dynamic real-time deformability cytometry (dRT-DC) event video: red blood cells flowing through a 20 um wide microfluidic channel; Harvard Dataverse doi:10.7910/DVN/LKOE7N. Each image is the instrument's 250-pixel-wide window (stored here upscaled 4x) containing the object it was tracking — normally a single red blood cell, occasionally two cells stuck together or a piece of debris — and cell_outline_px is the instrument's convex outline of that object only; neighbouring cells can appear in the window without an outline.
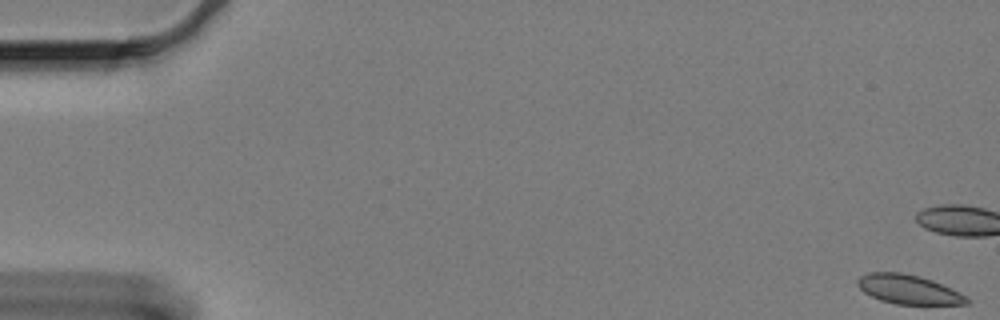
{"species": "Egyptian fruit bat (a non-hibernating species)", "species_latin": "Rousettus aegyptiacus", "temperature_condition": "cold", "stored_images_in_passage": 63, "camera_frame_rate_fps": 3000, "um_per_image_px": 0.085, "animal": {"sex": "female"}, "frame": {"image": 1, "passage_image": 1, "time_ms": 0.0, "image_size_px": [1000, 320], "cell_outline_px": [[972, 300], [968, 304], [896, 304], [880, 300], [864, 292], [856, 284], [856, 280], [860, 276], [868, 272], [900, 272], [920, 276], [932, 280], [952, 288], [968, 296]], "centroid_in_image_um": [77.25, 24.59], "position_along_channel_um": 7.7, "area_um2": 18.79}}
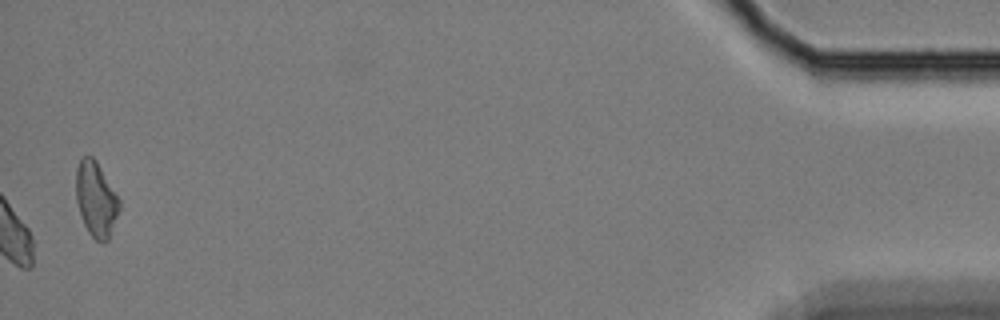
{"frame": {"image": 2, "passage_image": 63, "time_ms": 20.667, "image_size_px": [1000, 320], "cell_outline_px": [[120, 208], [108, 240], [104, 244], [96, 240], [88, 232], [84, 224], [76, 200], [76, 168], [80, 160], [84, 156], [92, 156], [96, 160], [120, 200]], "centroid_in_image_um": [8.16, 16.94], "position_along_channel_um": 427.0, "area_um2": 18.79}, "authors_computed_cell_mechanics": {"area_um2": 19.074, "velocity_mm_per_s": 3.2646, "shape_relaxation_time_tau1_ms": null, "shape_relaxation_time_tau2_ms": 3.7804, "deformation_change_tau1": null, "deformation_change_tau2": 0.0566}}